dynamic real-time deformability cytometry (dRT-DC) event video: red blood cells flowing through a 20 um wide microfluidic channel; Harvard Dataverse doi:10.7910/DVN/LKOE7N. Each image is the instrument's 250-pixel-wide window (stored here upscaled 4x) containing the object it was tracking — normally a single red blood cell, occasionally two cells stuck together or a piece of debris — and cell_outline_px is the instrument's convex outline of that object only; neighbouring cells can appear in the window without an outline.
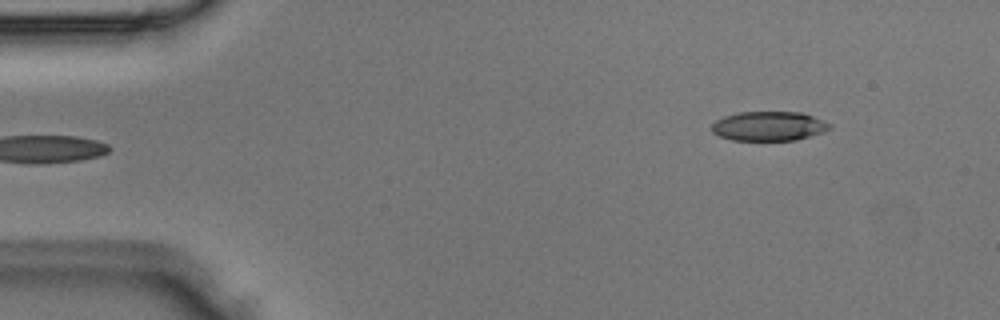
{"species": "Egyptian fruit bat (a non-hibernating species)", "species_latin": "Rousettus aegyptiacus", "temperature_condition": "room temperature", "stored_images_in_passage": 3, "camera_frame_rate_fps": 3000, "um_per_image_px": 0.085, "animal": {"sex": "male"}, "frame": {"image": 1, "passage_image": 3, "time_ms": 0.667, "image_size_px": [1000, 320], "cell_outline_px": [[832, 128], [824, 132], [796, 140], [732, 140], [720, 136], [712, 132], [712, 124], [716, 120], [724, 116], [736, 112], [800, 112], [812, 116], [832, 124]], "centroid_in_image_um": [65.36, 10.72], "position_along_channel_um": 19.6, "area_um2": 20.23}}